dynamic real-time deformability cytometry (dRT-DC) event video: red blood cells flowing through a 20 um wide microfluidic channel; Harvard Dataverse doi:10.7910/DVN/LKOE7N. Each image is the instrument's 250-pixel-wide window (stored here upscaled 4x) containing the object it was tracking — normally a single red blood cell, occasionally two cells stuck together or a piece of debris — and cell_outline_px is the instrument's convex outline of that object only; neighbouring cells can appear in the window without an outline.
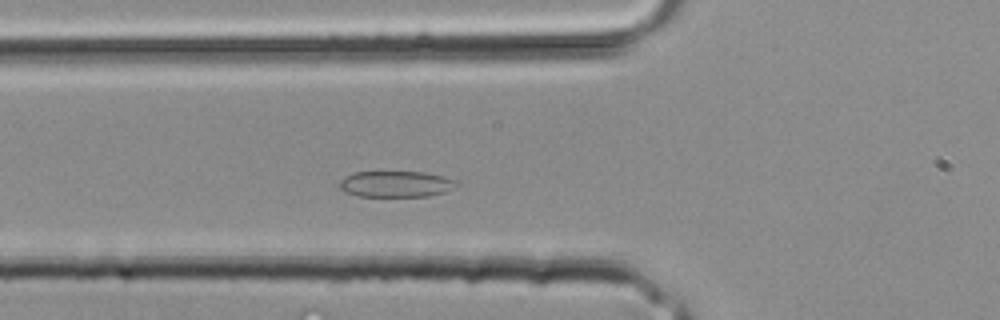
{"species": "common noctule bat (a hibernating species)", "species_latin": "Nyctalus noctula", "temperature_condition": "room temperature", "stored_images_in_passage": 28, "camera_frame_rate_fps": 3000, "um_per_image_px": 0.085, "animal": {"sex": "male", "body_mass_g": 20.4}, "frame": {"image": 1, "passage_image": 5, "time_ms": 1.333, "image_size_px": [1000, 320], "cell_outline_px": [[460, 184], [444, 192], [428, 196], [356, 196], [344, 192], [340, 188], [340, 180], [344, 176], [352, 172], [424, 172], [444, 176], [456, 180]], "centroid_in_image_um": [33.64, 15.64], "position_along_channel_um": 92.2, "area_um2": 17.92}}
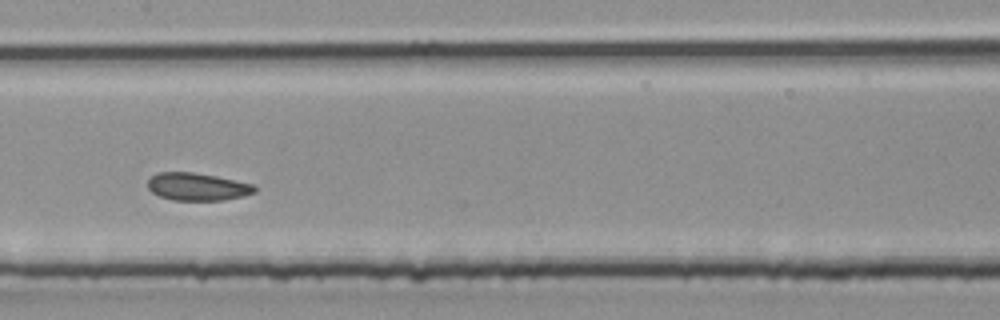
{"frame": {"image": 2, "passage_image": 10, "time_ms": 3.0, "image_size_px": [1000, 320], "cell_outline_px": [[256, 192], [244, 196], [224, 200], [172, 200], [160, 196], [152, 192], [148, 188], [148, 180], [156, 172], [192, 172], [216, 176], [252, 184], [256, 188]], "centroid_in_image_um": [16.76, 15.87], "position_along_channel_um": 190.6, "area_um2": 17.17}}
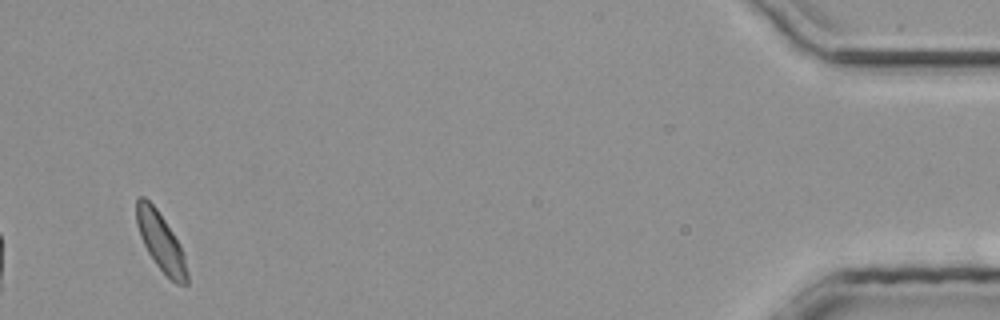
{"frame": {"image": 3, "passage_image": 26, "time_ms": 8.333, "image_size_px": [1000, 320], "cell_outline_px": [[188, 284], [176, 284], [156, 264], [148, 252], [140, 236], [136, 224], [136, 200], [140, 196], [144, 196], [156, 208], [180, 244], [184, 256], [188, 272]], "centroid_in_image_um": [13.66, 20.55], "position_along_channel_um": 421.5, "area_um2": 16.94}}